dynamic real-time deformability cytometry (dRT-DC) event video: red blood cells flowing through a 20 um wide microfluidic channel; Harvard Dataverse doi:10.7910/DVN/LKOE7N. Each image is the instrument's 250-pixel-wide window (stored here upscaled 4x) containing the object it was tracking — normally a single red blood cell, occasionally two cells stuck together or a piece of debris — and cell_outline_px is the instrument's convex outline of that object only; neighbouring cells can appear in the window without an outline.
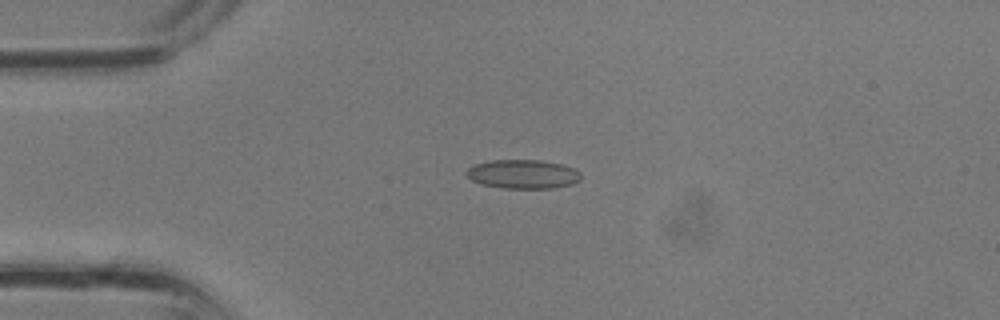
{"species": "common noctule bat (a hibernating species)", "species_latin": "Nyctalus noctula", "temperature_condition": "room temperature", "stored_images_in_passage": 36, "camera_frame_rate_fps": 3000, "um_per_image_px": 0.085, "animal": {"sex": "male", "body_mass_g": 13.3}, "frame": {"image": 1, "passage_image": 9, "time_ms": 2.667, "image_size_px": [1000, 320], "cell_outline_px": [[580, 180], [572, 184], [552, 188], [500, 188], [480, 184], [472, 180], [464, 172], [468, 168], [476, 164], [488, 160], [540, 160], [560, 164], [576, 168], [580, 172]], "centroid_in_image_um": [44.44, 14.8], "position_along_channel_um": 40.6, "area_um2": 19.42}}
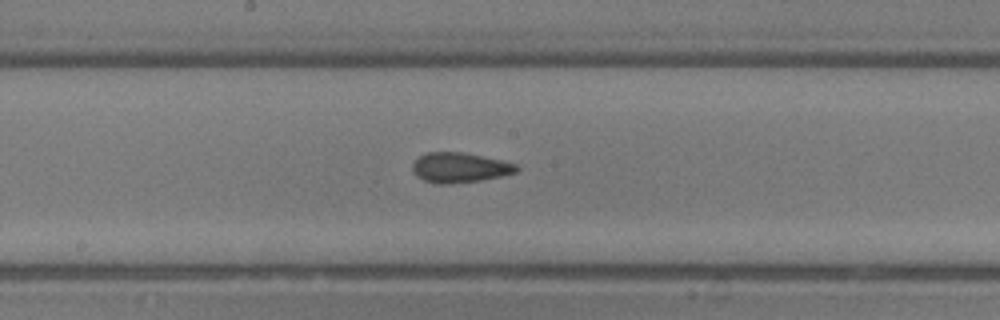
{"frame": {"image": 2, "passage_image": 19, "time_ms": 6.0, "image_size_px": [1000, 320], "cell_outline_px": [[520, 168], [516, 172], [500, 176], [480, 180], [452, 184], [436, 184], [424, 180], [416, 176], [412, 172], [412, 164], [420, 156], [428, 152], [460, 152], [500, 160], [516, 164]], "centroid_in_image_um": [39.04, 14.26], "position_along_channel_um": 209.2, "area_um2": 18.03}}
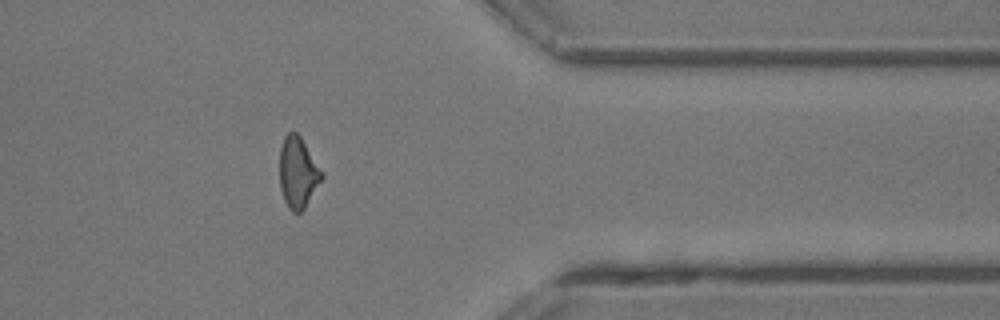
{"frame": {"image": 3, "passage_image": 29, "time_ms": 9.333, "image_size_px": [1000, 320], "cell_outline_px": [[324, 176], [304, 208], [300, 212], [292, 212], [288, 208], [284, 200], [280, 188], [280, 148], [284, 136], [288, 132], [296, 132], [300, 136], [324, 172]], "centroid_in_image_um": [25.32, 14.65], "position_along_channel_um": 386.1, "area_um2": 17.46}}